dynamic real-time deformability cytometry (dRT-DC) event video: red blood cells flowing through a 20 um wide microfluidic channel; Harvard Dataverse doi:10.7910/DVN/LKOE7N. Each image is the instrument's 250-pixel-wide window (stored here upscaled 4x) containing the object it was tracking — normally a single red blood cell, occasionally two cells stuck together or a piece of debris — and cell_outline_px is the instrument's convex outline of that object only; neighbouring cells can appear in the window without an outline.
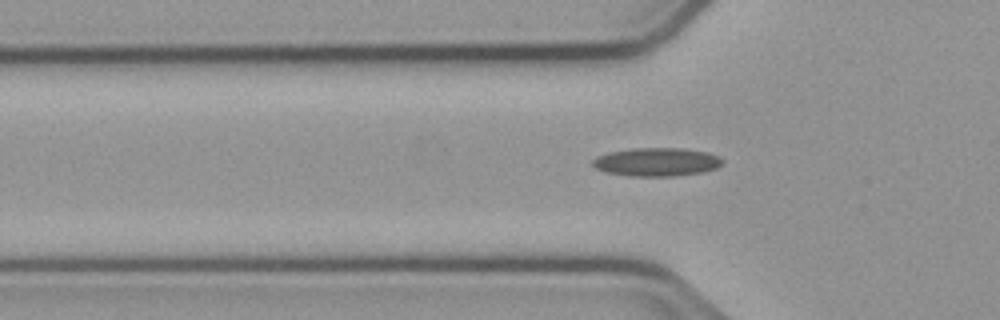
{"species": "common noctule bat (a hibernating species)", "species_latin": "Nyctalus noctula", "temperature_condition": "cold", "stored_images_in_passage": 35, "camera_frame_rate_fps": 3000, "um_per_image_px": 0.085, "animal": {"sex": "male", "body_mass_g": 23.1, "forearm_length_mm": 52.7}, "frame": {"image": 1, "passage_image": 4, "time_ms": 1.0, "image_size_px": [1000, 320], "cell_outline_px": [[724, 164], [716, 168], [704, 172], [676, 176], [628, 176], [604, 172], [596, 168], [592, 164], [592, 160], [596, 156], [608, 152], [632, 148], [684, 148], [708, 152], [720, 156], [724, 160]], "centroid_in_image_um": [55.84, 13.76], "position_along_channel_um": 70.0, "area_um2": 21.91}}
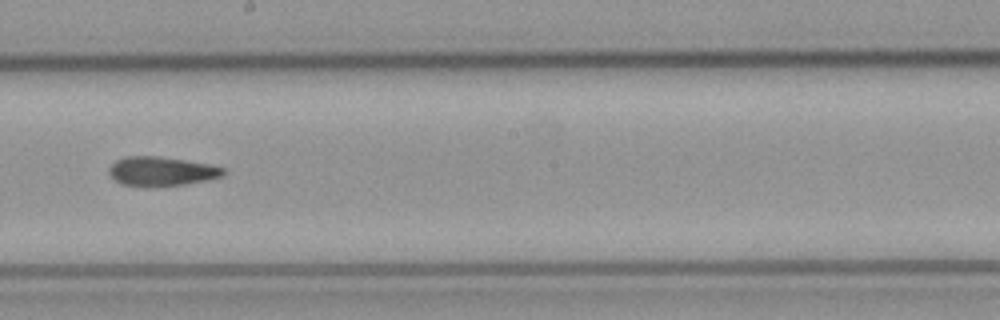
{"frame": {"image": 2, "passage_image": 17, "time_ms": 5.333, "image_size_px": [1000, 320], "cell_outline_px": [[224, 176], [208, 180], [160, 188], [144, 188], [124, 184], [116, 180], [108, 172], [108, 168], [116, 160], [124, 156], [156, 156], [184, 160], [208, 164], [224, 168]], "centroid_in_image_um": [13.71, 14.59], "position_along_channel_um": 234.5, "area_um2": 19.77}}
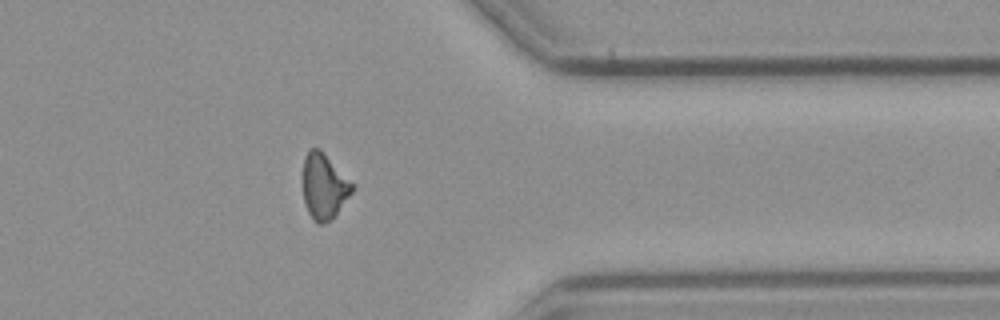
{"frame": {"image": 3, "passage_image": 30, "time_ms": 9.667, "image_size_px": [1000, 320], "cell_outline_px": [[352, 192], [336, 216], [332, 220], [324, 224], [316, 224], [312, 220], [308, 212], [304, 200], [304, 156], [312, 148], [320, 148], [324, 152], [352, 184]], "centroid_in_image_um": [27.53, 15.89], "position_along_channel_um": 383.9, "area_um2": 18.61}}